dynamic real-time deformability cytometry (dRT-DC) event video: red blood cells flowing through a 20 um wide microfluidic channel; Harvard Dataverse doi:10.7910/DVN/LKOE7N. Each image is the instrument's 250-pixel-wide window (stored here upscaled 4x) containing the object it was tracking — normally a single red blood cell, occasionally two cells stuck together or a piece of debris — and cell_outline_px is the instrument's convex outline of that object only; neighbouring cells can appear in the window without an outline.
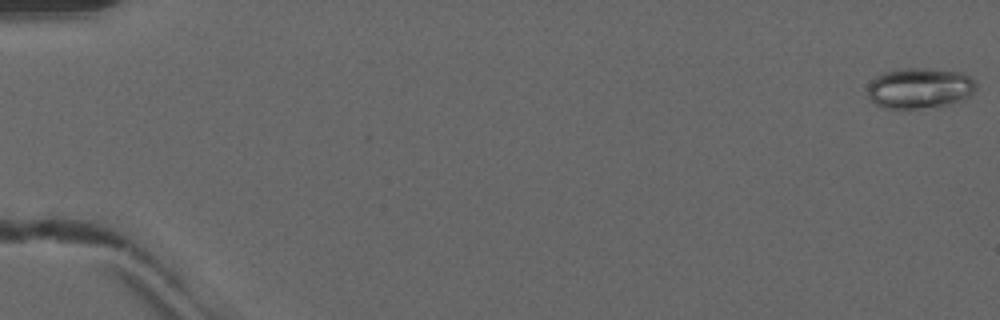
{"species": "common noctule bat (a hibernating species)", "species_latin": "Nyctalus noctula", "temperature_condition": "warm", "stored_images_in_passage": 14, "camera_frame_rate_fps": 3000, "um_per_image_px": 0.085, "animal": {"sex": "male", "forearm_length_mm": 52.5}, "frame": {"image": 1, "passage_image": 1, "time_ms": 0.0, "image_size_px": [1000, 320], "cell_outline_px": [[976, 88], [964, 100], [948, 104], [920, 108], [884, 108], [868, 100], [868, 84], [876, 76], [884, 72], [900, 68], [924, 68], [960, 72], [976, 80]], "centroid_in_image_um": [78.15, 7.48], "position_along_channel_um": 6.9, "area_um2": 25.72}}